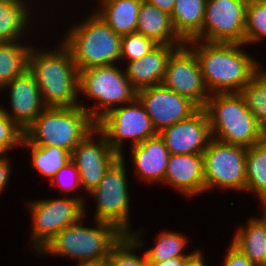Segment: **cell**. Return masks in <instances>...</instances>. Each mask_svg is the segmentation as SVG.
Returning a JSON list of instances; mask_svg holds the SVG:
<instances>
[{
	"mask_svg": "<svg viewBox=\"0 0 266 266\" xmlns=\"http://www.w3.org/2000/svg\"><path fill=\"white\" fill-rule=\"evenodd\" d=\"M22 148L27 150L31 156L32 168L37 170L47 180L51 179L56 173L71 160V153L56 146H38L31 144L25 137L22 140Z\"/></svg>",
	"mask_w": 266,
	"mask_h": 266,
	"instance_id": "484cf974",
	"label": "cell"
},
{
	"mask_svg": "<svg viewBox=\"0 0 266 266\" xmlns=\"http://www.w3.org/2000/svg\"><path fill=\"white\" fill-rule=\"evenodd\" d=\"M148 3L156 6L159 10L172 14L175 5V0H145Z\"/></svg>",
	"mask_w": 266,
	"mask_h": 266,
	"instance_id": "f35d334b",
	"label": "cell"
},
{
	"mask_svg": "<svg viewBox=\"0 0 266 266\" xmlns=\"http://www.w3.org/2000/svg\"><path fill=\"white\" fill-rule=\"evenodd\" d=\"M185 257L171 258L163 262H148L150 266H182Z\"/></svg>",
	"mask_w": 266,
	"mask_h": 266,
	"instance_id": "ab89813d",
	"label": "cell"
},
{
	"mask_svg": "<svg viewBox=\"0 0 266 266\" xmlns=\"http://www.w3.org/2000/svg\"><path fill=\"white\" fill-rule=\"evenodd\" d=\"M72 195L27 202L26 207L32 218L30 238L33 240V252L38 254L64 228L86 217L87 201H84L82 194Z\"/></svg>",
	"mask_w": 266,
	"mask_h": 266,
	"instance_id": "9c48e42d",
	"label": "cell"
},
{
	"mask_svg": "<svg viewBox=\"0 0 266 266\" xmlns=\"http://www.w3.org/2000/svg\"><path fill=\"white\" fill-rule=\"evenodd\" d=\"M239 93L266 135V70L260 68Z\"/></svg>",
	"mask_w": 266,
	"mask_h": 266,
	"instance_id": "f546056e",
	"label": "cell"
},
{
	"mask_svg": "<svg viewBox=\"0 0 266 266\" xmlns=\"http://www.w3.org/2000/svg\"><path fill=\"white\" fill-rule=\"evenodd\" d=\"M124 153L106 170L98 186L88 195L96 198L94 218L113 225L123 235H130V192Z\"/></svg>",
	"mask_w": 266,
	"mask_h": 266,
	"instance_id": "ba28073f",
	"label": "cell"
},
{
	"mask_svg": "<svg viewBox=\"0 0 266 266\" xmlns=\"http://www.w3.org/2000/svg\"><path fill=\"white\" fill-rule=\"evenodd\" d=\"M58 42L54 51L32 46L28 70L37 81L46 107L79 106V71L70 50Z\"/></svg>",
	"mask_w": 266,
	"mask_h": 266,
	"instance_id": "7a4b0ae2",
	"label": "cell"
},
{
	"mask_svg": "<svg viewBox=\"0 0 266 266\" xmlns=\"http://www.w3.org/2000/svg\"><path fill=\"white\" fill-rule=\"evenodd\" d=\"M23 138L24 131L0 110V154L5 155L11 148L21 147Z\"/></svg>",
	"mask_w": 266,
	"mask_h": 266,
	"instance_id": "836d02e7",
	"label": "cell"
},
{
	"mask_svg": "<svg viewBox=\"0 0 266 266\" xmlns=\"http://www.w3.org/2000/svg\"><path fill=\"white\" fill-rule=\"evenodd\" d=\"M262 210H263V215H261L262 219L266 222V204H262Z\"/></svg>",
	"mask_w": 266,
	"mask_h": 266,
	"instance_id": "b9f144b4",
	"label": "cell"
},
{
	"mask_svg": "<svg viewBox=\"0 0 266 266\" xmlns=\"http://www.w3.org/2000/svg\"><path fill=\"white\" fill-rule=\"evenodd\" d=\"M74 23L61 42L70 50L78 71L94 66L118 64L122 35L114 32L93 10Z\"/></svg>",
	"mask_w": 266,
	"mask_h": 266,
	"instance_id": "3957f363",
	"label": "cell"
},
{
	"mask_svg": "<svg viewBox=\"0 0 266 266\" xmlns=\"http://www.w3.org/2000/svg\"><path fill=\"white\" fill-rule=\"evenodd\" d=\"M131 161L136 176L140 181L147 183H164L170 152L168 151L163 139L157 134L146 139L139 145L130 147Z\"/></svg>",
	"mask_w": 266,
	"mask_h": 266,
	"instance_id": "d6986e66",
	"label": "cell"
},
{
	"mask_svg": "<svg viewBox=\"0 0 266 266\" xmlns=\"http://www.w3.org/2000/svg\"><path fill=\"white\" fill-rule=\"evenodd\" d=\"M96 122L81 106L46 107L24 131L34 145L56 146L72 153L94 129Z\"/></svg>",
	"mask_w": 266,
	"mask_h": 266,
	"instance_id": "8992f818",
	"label": "cell"
},
{
	"mask_svg": "<svg viewBox=\"0 0 266 266\" xmlns=\"http://www.w3.org/2000/svg\"><path fill=\"white\" fill-rule=\"evenodd\" d=\"M9 90L10 110L0 105V110L8 115L25 131L46 108L33 74L27 69L21 75L6 83L0 91ZM1 93V92H0Z\"/></svg>",
	"mask_w": 266,
	"mask_h": 266,
	"instance_id": "e0dca14e",
	"label": "cell"
},
{
	"mask_svg": "<svg viewBox=\"0 0 266 266\" xmlns=\"http://www.w3.org/2000/svg\"><path fill=\"white\" fill-rule=\"evenodd\" d=\"M207 0H175L171 22L177 35L186 43L201 30Z\"/></svg>",
	"mask_w": 266,
	"mask_h": 266,
	"instance_id": "d4e9b609",
	"label": "cell"
},
{
	"mask_svg": "<svg viewBox=\"0 0 266 266\" xmlns=\"http://www.w3.org/2000/svg\"><path fill=\"white\" fill-rule=\"evenodd\" d=\"M96 127L119 156L124 152V141L130 140L131 147L158 134L137 98L109 111L96 123Z\"/></svg>",
	"mask_w": 266,
	"mask_h": 266,
	"instance_id": "8fae6325",
	"label": "cell"
},
{
	"mask_svg": "<svg viewBox=\"0 0 266 266\" xmlns=\"http://www.w3.org/2000/svg\"><path fill=\"white\" fill-rule=\"evenodd\" d=\"M186 44L195 52L205 86L210 94L240 92L260 70V62L241 43L203 42Z\"/></svg>",
	"mask_w": 266,
	"mask_h": 266,
	"instance_id": "6da1fadb",
	"label": "cell"
},
{
	"mask_svg": "<svg viewBox=\"0 0 266 266\" xmlns=\"http://www.w3.org/2000/svg\"><path fill=\"white\" fill-rule=\"evenodd\" d=\"M143 0H99L93 11L120 35L135 33ZM100 6V7H99Z\"/></svg>",
	"mask_w": 266,
	"mask_h": 266,
	"instance_id": "7402d4cb",
	"label": "cell"
},
{
	"mask_svg": "<svg viewBox=\"0 0 266 266\" xmlns=\"http://www.w3.org/2000/svg\"><path fill=\"white\" fill-rule=\"evenodd\" d=\"M157 45L153 39L137 32L122 35L120 60L126 59L127 62L138 60Z\"/></svg>",
	"mask_w": 266,
	"mask_h": 266,
	"instance_id": "d6a6232c",
	"label": "cell"
},
{
	"mask_svg": "<svg viewBox=\"0 0 266 266\" xmlns=\"http://www.w3.org/2000/svg\"><path fill=\"white\" fill-rule=\"evenodd\" d=\"M49 182L51 185H57L66 196L74 192L79 193L82 187L78 169L72 160L68 161Z\"/></svg>",
	"mask_w": 266,
	"mask_h": 266,
	"instance_id": "e575fe53",
	"label": "cell"
},
{
	"mask_svg": "<svg viewBox=\"0 0 266 266\" xmlns=\"http://www.w3.org/2000/svg\"><path fill=\"white\" fill-rule=\"evenodd\" d=\"M246 193H253L266 204V139L247 148Z\"/></svg>",
	"mask_w": 266,
	"mask_h": 266,
	"instance_id": "4316f807",
	"label": "cell"
},
{
	"mask_svg": "<svg viewBox=\"0 0 266 266\" xmlns=\"http://www.w3.org/2000/svg\"><path fill=\"white\" fill-rule=\"evenodd\" d=\"M227 249L224 265L222 266H254L250 260L232 243Z\"/></svg>",
	"mask_w": 266,
	"mask_h": 266,
	"instance_id": "d590c367",
	"label": "cell"
},
{
	"mask_svg": "<svg viewBox=\"0 0 266 266\" xmlns=\"http://www.w3.org/2000/svg\"><path fill=\"white\" fill-rule=\"evenodd\" d=\"M266 38V2L248 0L245 24V44L261 43Z\"/></svg>",
	"mask_w": 266,
	"mask_h": 266,
	"instance_id": "1f68e13d",
	"label": "cell"
},
{
	"mask_svg": "<svg viewBox=\"0 0 266 266\" xmlns=\"http://www.w3.org/2000/svg\"><path fill=\"white\" fill-rule=\"evenodd\" d=\"M247 225L235 231L232 244L237 247L254 266H266V222L262 218L250 217Z\"/></svg>",
	"mask_w": 266,
	"mask_h": 266,
	"instance_id": "603a6c76",
	"label": "cell"
},
{
	"mask_svg": "<svg viewBox=\"0 0 266 266\" xmlns=\"http://www.w3.org/2000/svg\"><path fill=\"white\" fill-rule=\"evenodd\" d=\"M162 84L204 108L210 97L195 52L185 43L170 56Z\"/></svg>",
	"mask_w": 266,
	"mask_h": 266,
	"instance_id": "4fadbf2b",
	"label": "cell"
},
{
	"mask_svg": "<svg viewBox=\"0 0 266 266\" xmlns=\"http://www.w3.org/2000/svg\"><path fill=\"white\" fill-rule=\"evenodd\" d=\"M136 32L153 39L157 44H185L173 28L171 15L145 0L142 1L138 14Z\"/></svg>",
	"mask_w": 266,
	"mask_h": 266,
	"instance_id": "44dd1931",
	"label": "cell"
},
{
	"mask_svg": "<svg viewBox=\"0 0 266 266\" xmlns=\"http://www.w3.org/2000/svg\"><path fill=\"white\" fill-rule=\"evenodd\" d=\"M158 134L170 154H203L212 139L204 108H199L190 117L162 129Z\"/></svg>",
	"mask_w": 266,
	"mask_h": 266,
	"instance_id": "2e32d148",
	"label": "cell"
},
{
	"mask_svg": "<svg viewBox=\"0 0 266 266\" xmlns=\"http://www.w3.org/2000/svg\"><path fill=\"white\" fill-rule=\"evenodd\" d=\"M94 266H115L114 262L108 257L104 260H100L94 264Z\"/></svg>",
	"mask_w": 266,
	"mask_h": 266,
	"instance_id": "60d3db41",
	"label": "cell"
},
{
	"mask_svg": "<svg viewBox=\"0 0 266 266\" xmlns=\"http://www.w3.org/2000/svg\"><path fill=\"white\" fill-rule=\"evenodd\" d=\"M204 251L195 249L189 256L184 258L182 266H207Z\"/></svg>",
	"mask_w": 266,
	"mask_h": 266,
	"instance_id": "74e56055",
	"label": "cell"
},
{
	"mask_svg": "<svg viewBox=\"0 0 266 266\" xmlns=\"http://www.w3.org/2000/svg\"><path fill=\"white\" fill-rule=\"evenodd\" d=\"M3 156L4 154H0V194L5 190L12 171L11 161L7 158L6 154Z\"/></svg>",
	"mask_w": 266,
	"mask_h": 266,
	"instance_id": "8d00e7d4",
	"label": "cell"
},
{
	"mask_svg": "<svg viewBox=\"0 0 266 266\" xmlns=\"http://www.w3.org/2000/svg\"><path fill=\"white\" fill-rule=\"evenodd\" d=\"M182 45L158 44L152 51L138 60L125 65V73L132 86L140 89L161 84L171 54Z\"/></svg>",
	"mask_w": 266,
	"mask_h": 266,
	"instance_id": "ffe728a7",
	"label": "cell"
},
{
	"mask_svg": "<svg viewBox=\"0 0 266 266\" xmlns=\"http://www.w3.org/2000/svg\"><path fill=\"white\" fill-rule=\"evenodd\" d=\"M248 0H207L202 30L192 39L245 44Z\"/></svg>",
	"mask_w": 266,
	"mask_h": 266,
	"instance_id": "7c38bea8",
	"label": "cell"
},
{
	"mask_svg": "<svg viewBox=\"0 0 266 266\" xmlns=\"http://www.w3.org/2000/svg\"><path fill=\"white\" fill-rule=\"evenodd\" d=\"M118 157L97 127L89 133L71 153V160L79 172L82 190L89 193L96 188L106 170Z\"/></svg>",
	"mask_w": 266,
	"mask_h": 266,
	"instance_id": "5bb4252c",
	"label": "cell"
},
{
	"mask_svg": "<svg viewBox=\"0 0 266 266\" xmlns=\"http://www.w3.org/2000/svg\"><path fill=\"white\" fill-rule=\"evenodd\" d=\"M141 231L135 230L130 235H123L122 238L111 248L109 258L115 266H150L145 253L142 257L138 256L137 250L145 244L141 239ZM135 252V253H134Z\"/></svg>",
	"mask_w": 266,
	"mask_h": 266,
	"instance_id": "4dcf8cb0",
	"label": "cell"
},
{
	"mask_svg": "<svg viewBox=\"0 0 266 266\" xmlns=\"http://www.w3.org/2000/svg\"><path fill=\"white\" fill-rule=\"evenodd\" d=\"M76 266H94V264H76Z\"/></svg>",
	"mask_w": 266,
	"mask_h": 266,
	"instance_id": "7bdbcfd3",
	"label": "cell"
},
{
	"mask_svg": "<svg viewBox=\"0 0 266 266\" xmlns=\"http://www.w3.org/2000/svg\"><path fill=\"white\" fill-rule=\"evenodd\" d=\"M188 242V237L183 233L165 229L157 234L154 247L144 251L147 261L163 262L171 258L187 257L192 253L183 252Z\"/></svg>",
	"mask_w": 266,
	"mask_h": 266,
	"instance_id": "f1b7e54d",
	"label": "cell"
},
{
	"mask_svg": "<svg viewBox=\"0 0 266 266\" xmlns=\"http://www.w3.org/2000/svg\"><path fill=\"white\" fill-rule=\"evenodd\" d=\"M84 218L64 228L38 253L77 260L80 264H95L109 257L111 248L123 234L113 225L94 220V227H87Z\"/></svg>",
	"mask_w": 266,
	"mask_h": 266,
	"instance_id": "5b68a950",
	"label": "cell"
},
{
	"mask_svg": "<svg viewBox=\"0 0 266 266\" xmlns=\"http://www.w3.org/2000/svg\"><path fill=\"white\" fill-rule=\"evenodd\" d=\"M137 99L151 118L157 133L190 117L199 109L191 100L162 83L138 90Z\"/></svg>",
	"mask_w": 266,
	"mask_h": 266,
	"instance_id": "9a60e30c",
	"label": "cell"
},
{
	"mask_svg": "<svg viewBox=\"0 0 266 266\" xmlns=\"http://www.w3.org/2000/svg\"><path fill=\"white\" fill-rule=\"evenodd\" d=\"M247 147L211 139L203 152L206 191L246 190Z\"/></svg>",
	"mask_w": 266,
	"mask_h": 266,
	"instance_id": "30bf717a",
	"label": "cell"
},
{
	"mask_svg": "<svg viewBox=\"0 0 266 266\" xmlns=\"http://www.w3.org/2000/svg\"><path fill=\"white\" fill-rule=\"evenodd\" d=\"M204 109L216 140L248 148L266 139L239 92L210 94Z\"/></svg>",
	"mask_w": 266,
	"mask_h": 266,
	"instance_id": "277c9868",
	"label": "cell"
},
{
	"mask_svg": "<svg viewBox=\"0 0 266 266\" xmlns=\"http://www.w3.org/2000/svg\"><path fill=\"white\" fill-rule=\"evenodd\" d=\"M164 183L189 199L205 193L203 154H170Z\"/></svg>",
	"mask_w": 266,
	"mask_h": 266,
	"instance_id": "ac0fdd59",
	"label": "cell"
},
{
	"mask_svg": "<svg viewBox=\"0 0 266 266\" xmlns=\"http://www.w3.org/2000/svg\"><path fill=\"white\" fill-rule=\"evenodd\" d=\"M95 100L97 104L88 106L79 102L97 123L109 111L130 103L137 98V90L132 86L125 71L116 64L94 66L79 71V95Z\"/></svg>",
	"mask_w": 266,
	"mask_h": 266,
	"instance_id": "52a82bcc",
	"label": "cell"
},
{
	"mask_svg": "<svg viewBox=\"0 0 266 266\" xmlns=\"http://www.w3.org/2000/svg\"><path fill=\"white\" fill-rule=\"evenodd\" d=\"M27 5L26 0H0V42L23 41L28 35L33 11Z\"/></svg>",
	"mask_w": 266,
	"mask_h": 266,
	"instance_id": "cb8c5ba5",
	"label": "cell"
},
{
	"mask_svg": "<svg viewBox=\"0 0 266 266\" xmlns=\"http://www.w3.org/2000/svg\"><path fill=\"white\" fill-rule=\"evenodd\" d=\"M23 42H0V88L28 69L33 45Z\"/></svg>",
	"mask_w": 266,
	"mask_h": 266,
	"instance_id": "83f0119b",
	"label": "cell"
}]
</instances>
